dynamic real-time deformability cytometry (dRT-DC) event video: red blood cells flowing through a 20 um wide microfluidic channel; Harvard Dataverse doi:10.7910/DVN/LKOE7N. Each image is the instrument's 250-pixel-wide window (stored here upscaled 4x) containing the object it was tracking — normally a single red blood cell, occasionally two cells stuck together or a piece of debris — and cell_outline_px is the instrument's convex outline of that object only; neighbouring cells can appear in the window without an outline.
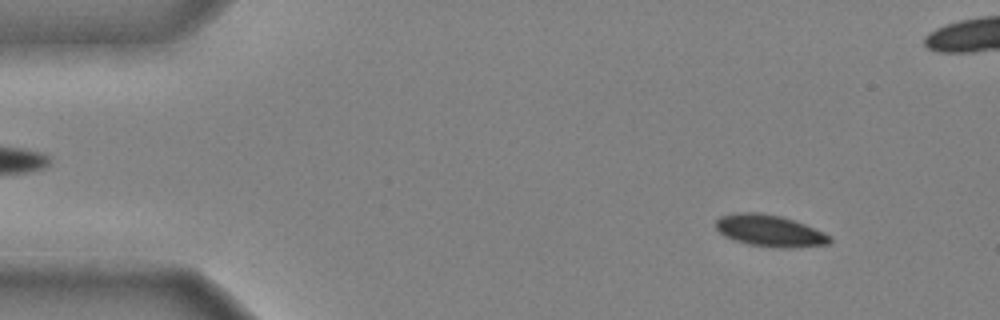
{"species": "common noctule bat (a hibernating species)", "species_latin": "Nyctalus noctula", "temperature_condition": "cold", "stored_images_in_passage": 45, "camera_frame_rate_fps": 3000, "um_per_image_px": 0.085, "animal": {"sex": "male", "body_mass_g": 20.4}, "frame": {"image": 1, "passage_image": 5, "time_ms": 1.333, "image_size_px": [1000, 320], "cell_outline_px": [[832, 240], [828, 244], [748, 244], [724, 236], [716, 228], [716, 220], [720, 216], [732, 212], [760, 212], [780, 216], [804, 224], [824, 232], [832, 236]], "centroid_in_image_um": [65.32, 19.52], "position_along_channel_um": 19.7, "area_um2": 19.77}}
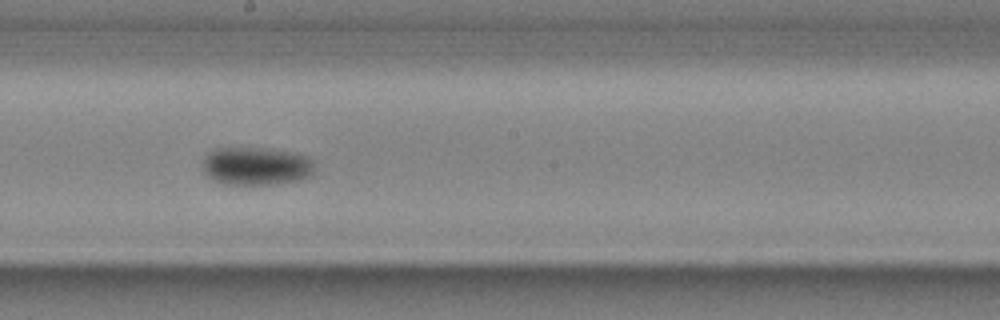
{"frame": {"image": 2, "passage_image": 27, "time_ms": 8.667, "image_size_px": [1000, 320], "cell_outline_px": [[312, 176], [300, 180], [276, 184], [224, 184], [208, 176], [204, 172], [204, 160], [216, 148], [264, 148], [292, 152], [308, 156], [312, 160]], "centroid_in_image_um": [21.83, 14.12], "position_along_channel_um": 226.4, "area_um2": 24.57}}
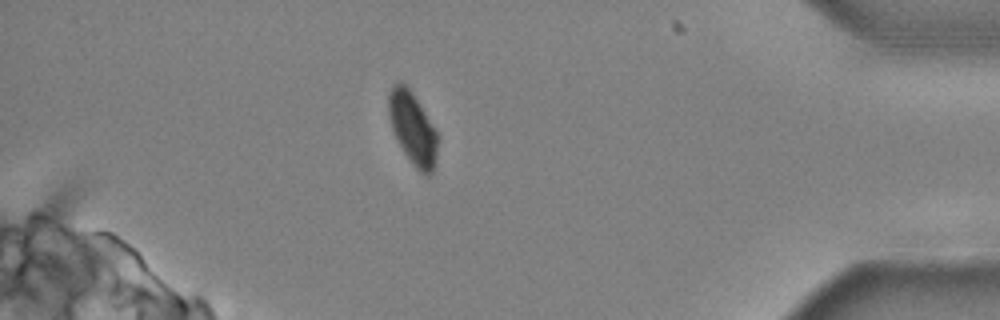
{"frame": {"image": 3, "passage_image": 43, "time_ms": 14.0, "image_size_px": [1000, 320], "cell_outline_px": [[440, 140], [432, 172], [428, 176], [424, 176], [416, 168], [404, 152], [392, 128], [388, 116], [388, 92], [392, 84], [400, 80], [412, 92], [436, 132]], "centroid_in_image_um": [35.07, 10.89], "position_along_channel_um": 400.1, "area_um2": 20.52}}